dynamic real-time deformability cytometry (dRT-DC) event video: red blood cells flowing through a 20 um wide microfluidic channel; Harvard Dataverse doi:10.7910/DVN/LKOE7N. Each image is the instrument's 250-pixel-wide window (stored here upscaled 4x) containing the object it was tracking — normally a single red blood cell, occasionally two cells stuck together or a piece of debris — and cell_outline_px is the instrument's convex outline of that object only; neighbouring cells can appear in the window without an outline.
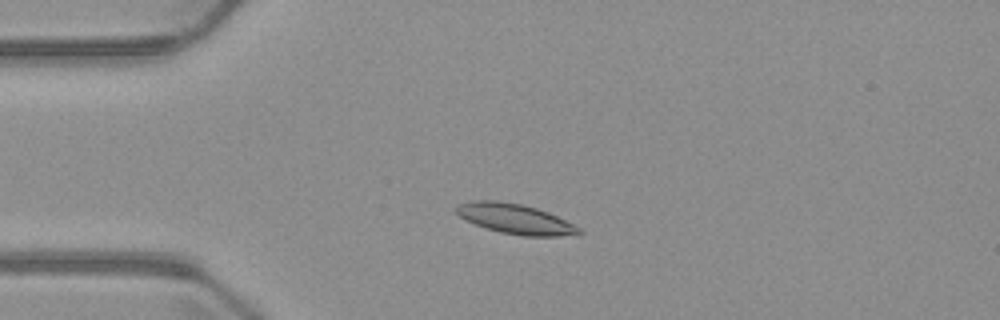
{"species": "common noctule bat (a hibernating species)", "species_latin": "Nyctalus noctula", "temperature_condition": "warm", "stored_images_in_passage": 5, "camera_frame_rate_fps": 3000, "um_per_image_px": 0.085, "animal": {"sex": "male", "body_mass_g": 23.1, "forearm_length_mm": 52.7}, "frame": {"image": 1, "passage_image": 4, "time_ms": 3.333, "image_size_px": [1000, 320], "cell_outline_px": [[584, 232], [580, 236], [524, 236], [500, 232], [476, 224], [460, 216], [452, 208], [460, 204], [472, 200], [500, 200], [520, 204], [536, 208], [548, 212], [580, 228]], "centroid_in_image_um": [43.83, 18.61], "position_along_channel_um": 41.2, "area_um2": 21.44}}